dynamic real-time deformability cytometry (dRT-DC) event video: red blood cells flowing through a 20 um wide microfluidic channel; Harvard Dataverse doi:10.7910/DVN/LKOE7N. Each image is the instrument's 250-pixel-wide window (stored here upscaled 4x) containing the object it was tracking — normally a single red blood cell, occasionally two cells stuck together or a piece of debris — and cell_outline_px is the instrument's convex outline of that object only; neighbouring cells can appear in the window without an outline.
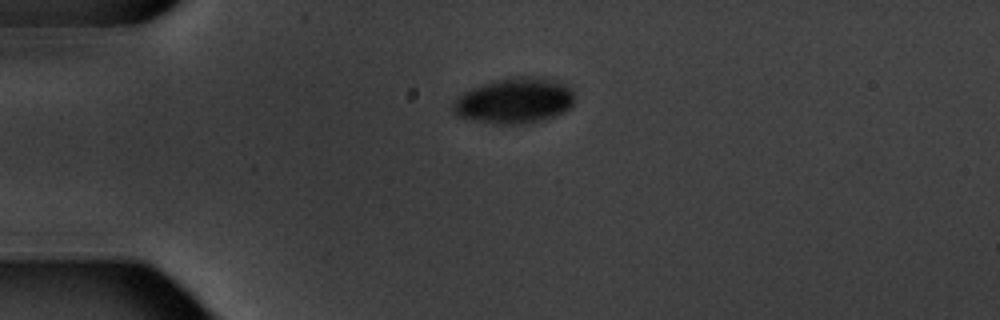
{"species": "common noctule bat (a hibernating species)", "species_latin": "Nyctalus noctula", "temperature_condition": "warm", "stored_images_in_passage": 2, "camera_frame_rate_fps": 3000, "um_per_image_px": 0.085, "animal": {"sex": "male", "body_mass_g": 20.1, "forearm_length_mm": 53.5}, "frame": {"image": 1, "passage_image": 1, "time_ms": 0.0, "image_size_px": [1000, 320], "cell_outline_px": [[572, 104], [564, 112], [544, 120], [524, 124], [496, 124], [472, 120], [460, 116], [452, 108], [452, 104], [464, 92], [472, 88], [508, 76], [540, 76], [568, 84], [572, 88]], "centroid_in_image_um": [43.77, 8.54], "position_along_channel_um": 41.2, "area_um2": 32.31}}